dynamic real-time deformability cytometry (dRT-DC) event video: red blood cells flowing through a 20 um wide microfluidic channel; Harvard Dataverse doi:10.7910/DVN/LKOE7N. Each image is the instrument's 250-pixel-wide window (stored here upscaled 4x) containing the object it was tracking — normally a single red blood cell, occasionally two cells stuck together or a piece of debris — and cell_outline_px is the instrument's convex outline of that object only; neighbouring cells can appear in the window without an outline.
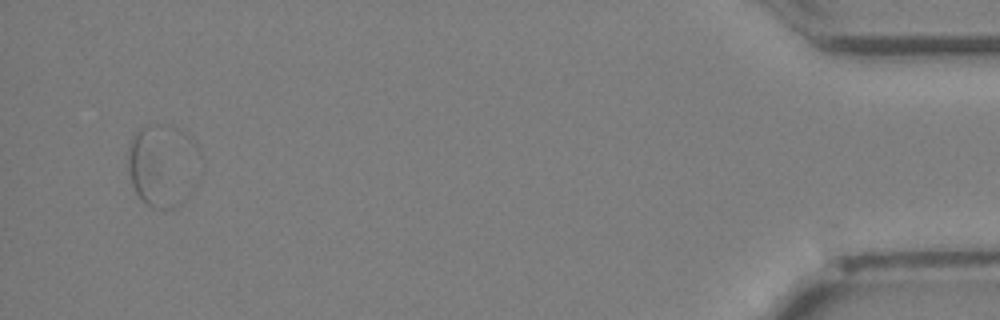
{"species": "Egyptian fruit bat (a non-hibernating species)", "species_latin": "Rousettus aegyptiacus", "temperature_condition": "cold", "stored_images_in_passage": 35, "segment_of_instrument_passage": [2, 2], "camera_frame_rate_fps": 3000, "um_per_image_px": 0.085, "animal": {"sex": "female"}, "frame": {"image": 1, "passage_image": 34, "time_ms": 11.0, "image_size_px": [1000, 320], "cell_outline_px": [[192, 192], [180, 204], [172, 208], [156, 208], [140, 200], [132, 184], [128, 172], [128, 144], [132, 136], [136, 132], [148, 124], [164, 124]], "centroid_in_image_um": [13.3, 14.31], "position_along_channel_um": 421.9, "area_um2": 27.63}}